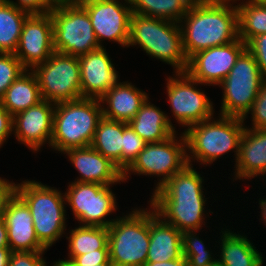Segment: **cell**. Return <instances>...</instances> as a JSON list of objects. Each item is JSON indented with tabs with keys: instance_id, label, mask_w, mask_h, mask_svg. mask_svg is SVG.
Segmentation results:
<instances>
[{
	"instance_id": "6da1fadb",
	"label": "cell",
	"mask_w": 266,
	"mask_h": 266,
	"mask_svg": "<svg viewBox=\"0 0 266 266\" xmlns=\"http://www.w3.org/2000/svg\"><path fill=\"white\" fill-rule=\"evenodd\" d=\"M204 179L187 164L175 173L163 186L153 191L150 206L167 223L181 233L202 229L205 220L206 199Z\"/></svg>"
},
{
	"instance_id": "7a4b0ae2",
	"label": "cell",
	"mask_w": 266,
	"mask_h": 266,
	"mask_svg": "<svg viewBox=\"0 0 266 266\" xmlns=\"http://www.w3.org/2000/svg\"><path fill=\"white\" fill-rule=\"evenodd\" d=\"M235 1H194L179 22L183 49L188 59L198 51L226 45L239 38Z\"/></svg>"
},
{
	"instance_id": "3957f363",
	"label": "cell",
	"mask_w": 266,
	"mask_h": 266,
	"mask_svg": "<svg viewBox=\"0 0 266 266\" xmlns=\"http://www.w3.org/2000/svg\"><path fill=\"white\" fill-rule=\"evenodd\" d=\"M135 45L152 58L170 64L174 73L186 72L188 58L178 22L132 13L127 47Z\"/></svg>"
},
{
	"instance_id": "277c9868",
	"label": "cell",
	"mask_w": 266,
	"mask_h": 266,
	"mask_svg": "<svg viewBox=\"0 0 266 266\" xmlns=\"http://www.w3.org/2000/svg\"><path fill=\"white\" fill-rule=\"evenodd\" d=\"M218 117V120L211 117L191 125L183 132L189 165H192L191 160H197L207 166L231 150L235 152L237 160L245 123L240 117L224 115Z\"/></svg>"
},
{
	"instance_id": "5b68a950",
	"label": "cell",
	"mask_w": 266,
	"mask_h": 266,
	"mask_svg": "<svg viewBox=\"0 0 266 266\" xmlns=\"http://www.w3.org/2000/svg\"><path fill=\"white\" fill-rule=\"evenodd\" d=\"M101 104L96 98L55 104L50 147L64 153L91 146L98 122L103 117Z\"/></svg>"
},
{
	"instance_id": "8992f818",
	"label": "cell",
	"mask_w": 266,
	"mask_h": 266,
	"mask_svg": "<svg viewBox=\"0 0 266 266\" xmlns=\"http://www.w3.org/2000/svg\"><path fill=\"white\" fill-rule=\"evenodd\" d=\"M15 193L30 209L39 242L49 249L65 234V195L35 180L15 184Z\"/></svg>"
},
{
	"instance_id": "52a82bcc",
	"label": "cell",
	"mask_w": 266,
	"mask_h": 266,
	"mask_svg": "<svg viewBox=\"0 0 266 266\" xmlns=\"http://www.w3.org/2000/svg\"><path fill=\"white\" fill-rule=\"evenodd\" d=\"M150 244L149 211L135 208L108 227L109 259L114 266H143Z\"/></svg>"
},
{
	"instance_id": "ba28073f",
	"label": "cell",
	"mask_w": 266,
	"mask_h": 266,
	"mask_svg": "<svg viewBox=\"0 0 266 266\" xmlns=\"http://www.w3.org/2000/svg\"><path fill=\"white\" fill-rule=\"evenodd\" d=\"M264 81L255 57L246 48L219 84L224 91L219 115L243 118L251 109Z\"/></svg>"
},
{
	"instance_id": "9c48e42d",
	"label": "cell",
	"mask_w": 266,
	"mask_h": 266,
	"mask_svg": "<svg viewBox=\"0 0 266 266\" xmlns=\"http://www.w3.org/2000/svg\"><path fill=\"white\" fill-rule=\"evenodd\" d=\"M49 13L56 52L79 57L101 48L90 17L80 4L54 7Z\"/></svg>"
},
{
	"instance_id": "30bf717a",
	"label": "cell",
	"mask_w": 266,
	"mask_h": 266,
	"mask_svg": "<svg viewBox=\"0 0 266 266\" xmlns=\"http://www.w3.org/2000/svg\"><path fill=\"white\" fill-rule=\"evenodd\" d=\"M177 135L175 133L161 142L147 143L132 164L123 172V181L128 180V175L131 173L162 177L158 180L155 191L175 173L180 172L188 162L184 133L182 132L180 138Z\"/></svg>"
},
{
	"instance_id": "8fae6325",
	"label": "cell",
	"mask_w": 266,
	"mask_h": 266,
	"mask_svg": "<svg viewBox=\"0 0 266 266\" xmlns=\"http://www.w3.org/2000/svg\"><path fill=\"white\" fill-rule=\"evenodd\" d=\"M43 100L57 104L82 98L80 64L77 56L54 52L32 70Z\"/></svg>"
},
{
	"instance_id": "7c38bea8",
	"label": "cell",
	"mask_w": 266,
	"mask_h": 266,
	"mask_svg": "<svg viewBox=\"0 0 266 266\" xmlns=\"http://www.w3.org/2000/svg\"><path fill=\"white\" fill-rule=\"evenodd\" d=\"M110 186L75 181L69 184L64 193L66 205H70L81 225L108 228L116 220L105 218L117 210L116 197Z\"/></svg>"
},
{
	"instance_id": "4fadbf2b",
	"label": "cell",
	"mask_w": 266,
	"mask_h": 266,
	"mask_svg": "<svg viewBox=\"0 0 266 266\" xmlns=\"http://www.w3.org/2000/svg\"><path fill=\"white\" fill-rule=\"evenodd\" d=\"M173 75L166 79V92L178 124L188 128L213 117V103L201 89L196 88L205 84L196 81L187 72H175Z\"/></svg>"
},
{
	"instance_id": "5bb4252c",
	"label": "cell",
	"mask_w": 266,
	"mask_h": 266,
	"mask_svg": "<svg viewBox=\"0 0 266 266\" xmlns=\"http://www.w3.org/2000/svg\"><path fill=\"white\" fill-rule=\"evenodd\" d=\"M87 0L80 5L87 11L100 47L104 40L127 47L132 9L129 0Z\"/></svg>"
},
{
	"instance_id": "9a60e30c",
	"label": "cell",
	"mask_w": 266,
	"mask_h": 266,
	"mask_svg": "<svg viewBox=\"0 0 266 266\" xmlns=\"http://www.w3.org/2000/svg\"><path fill=\"white\" fill-rule=\"evenodd\" d=\"M245 49L246 44L238 38L226 45L198 51L188 59L186 72L201 84L217 86L225 79Z\"/></svg>"
},
{
	"instance_id": "2e32d148",
	"label": "cell",
	"mask_w": 266,
	"mask_h": 266,
	"mask_svg": "<svg viewBox=\"0 0 266 266\" xmlns=\"http://www.w3.org/2000/svg\"><path fill=\"white\" fill-rule=\"evenodd\" d=\"M54 52L50 13L30 14L24 21L15 56L26 70H33Z\"/></svg>"
},
{
	"instance_id": "e0dca14e",
	"label": "cell",
	"mask_w": 266,
	"mask_h": 266,
	"mask_svg": "<svg viewBox=\"0 0 266 266\" xmlns=\"http://www.w3.org/2000/svg\"><path fill=\"white\" fill-rule=\"evenodd\" d=\"M54 109V103L42 100L27 110L15 114L13 132L16 139L36 152L47 142L50 146Z\"/></svg>"
},
{
	"instance_id": "ac0fdd59",
	"label": "cell",
	"mask_w": 266,
	"mask_h": 266,
	"mask_svg": "<svg viewBox=\"0 0 266 266\" xmlns=\"http://www.w3.org/2000/svg\"><path fill=\"white\" fill-rule=\"evenodd\" d=\"M78 58L82 98L100 99L110 88L120 84L118 71L104 47Z\"/></svg>"
},
{
	"instance_id": "d6986e66",
	"label": "cell",
	"mask_w": 266,
	"mask_h": 266,
	"mask_svg": "<svg viewBox=\"0 0 266 266\" xmlns=\"http://www.w3.org/2000/svg\"><path fill=\"white\" fill-rule=\"evenodd\" d=\"M2 217L11 251H47L37 238L29 207L15 192L7 200Z\"/></svg>"
},
{
	"instance_id": "ffe728a7",
	"label": "cell",
	"mask_w": 266,
	"mask_h": 266,
	"mask_svg": "<svg viewBox=\"0 0 266 266\" xmlns=\"http://www.w3.org/2000/svg\"><path fill=\"white\" fill-rule=\"evenodd\" d=\"M64 154L80 173V178L77 177L75 182L98 183L104 186L124 182L123 172L116 164L92 146L69 149Z\"/></svg>"
},
{
	"instance_id": "44dd1931",
	"label": "cell",
	"mask_w": 266,
	"mask_h": 266,
	"mask_svg": "<svg viewBox=\"0 0 266 266\" xmlns=\"http://www.w3.org/2000/svg\"><path fill=\"white\" fill-rule=\"evenodd\" d=\"M235 161V180L266 175V129L245 127Z\"/></svg>"
},
{
	"instance_id": "7402d4cb",
	"label": "cell",
	"mask_w": 266,
	"mask_h": 266,
	"mask_svg": "<svg viewBox=\"0 0 266 266\" xmlns=\"http://www.w3.org/2000/svg\"><path fill=\"white\" fill-rule=\"evenodd\" d=\"M149 209L150 244L146 262H167L180 258L182 233L164 221L151 206Z\"/></svg>"
},
{
	"instance_id": "603a6c76",
	"label": "cell",
	"mask_w": 266,
	"mask_h": 266,
	"mask_svg": "<svg viewBox=\"0 0 266 266\" xmlns=\"http://www.w3.org/2000/svg\"><path fill=\"white\" fill-rule=\"evenodd\" d=\"M145 91L136 88L130 82H120L110 88L101 98L103 117L129 123L148 99Z\"/></svg>"
},
{
	"instance_id": "cb8c5ba5",
	"label": "cell",
	"mask_w": 266,
	"mask_h": 266,
	"mask_svg": "<svg viewBox=\"0 0 266 266\" xmlns=\"http://www.w3.org/2000/svg\"><path fill=\"white\" fill-rule=\"evenodd\" d=\"M168 117L147 99L128 125L147 143L161 142L176 133Z\"/></svg>"
},
{
	"instance_id": "d4e9b609",
	"label": "cell",
	"mask_w": 266,
	"mask_h": 266,
	"mask_svg": "<svg viewBox=\"0 0 266 266\" xmlns=\"http://www.w3.org/2000/svg\"><path fill=\"white\" fill-rule=\"evenodd\" d=\"M220 257L217 263L221 266H262V253L245 235L236 234L226 229L222 231Z\"/></svg>"
},
{
	"instance_id": "484cf974",
	"label": "cell",
	"mask_w": 266,
	"mask_h": 266,
	"mask_svg": "<svg viewBox=\"0 0 266 266\" xmlns=\"http://www.w3.org/2000/svg\"><path fill=\"white\" fill-rule=\"evenodd\" d=\"M42 100L35 73L26 70L8 87L0 102L14 116Z\"/></svg>"
},
{
	"instance_id": "4316f807",
	"label": "cell",
	"mask_w": 266,
	"mask_h": 266,
	"mask_svg": "<svg viewBox=\"0 0 266 266\" xmlns=\"http://www.w3.org/2000/svg\"><path fill=\"white\" fill-rule=\"evenodd\" d=\"M128 123L102 117L97 125L91 146L109 158L122 171L123 130Z\"/></svg>"
},
{
	"instance_id": "83f0119b",
	"label": "cell",
	"mask_w": 266,
	"mask_h": 266,
	"mask_svg": "<svg viewBox=\"0 0 266 266\" xmlns=\"http://www.w3.org/2000/svg\"><path fill=\"white\" fill-rule=\"evenodd\" d=\"M29 15L9 1L0 0V53H15L24 21Z\"/></svg>"
},
{
	"instance_id": "f1b7e54d",
	"label": "cell",
	"mask_w": 266,
	"mask_h": 266,
	"mask_svg": "<svg viewBox=\"0 0 266 266\" xmlns=\"http://www.w3.org/2000/svg\"><path fill=\"white\" fill-rule=\"evenodd\" d=\"M67 236L69 255L68 259L73 260L76 256L94 252L98 249H109L108 228L98 226L80 225L69 231Z\"/></svg>"
},
{
	"instance_id": "f546056e",
	"label": "cell",
	"mask_w": 266,
	"mask_h": 266,
	"mask_svg": "<svg viewBox=\"0 0 266 266\" xmlns=\"http://www.w3.org/2000/svg\"><path fill=\"white\" fill-rule=\"evenodd\" d=\"M195 0H129L132 13L180 22Z\"/></svg>"
},
{
	"instance_id": "4dcf8cb0",
	"label": "cell",
	"mask_w": 266,
	"mask_h": 266,
	"mask_svg": "<svg viewBox=\"0 0 266 266\" xmlns=\"http://www.w3.org/2000/svg\"><path fill=\"white\" fill-rule=\"evenodd\" d=\"M238 35L247 44L253 37L266 33V5L259 0H246L236 5Z\"/></svg>"
},
{
	"instance_id": "1f68e13d",
	"label": "cell",
	"mask_w": 266,
	"mask_h": 266,
	"mask_svg": "<svg viewBox=\"0 0 266 266\" xmlns=\"http://www.w3.org/2000/svg\"><path fill=\"white\" fill-rule=\"evenodd\" d=\"M25 71L15 54L0 53V100L8 87Z\"/></svg>"
},
{
	"instance_id": "d6a6232c",
	"label": "cell",
	"mask_w": 266,
	"mask_h": 266,
	"mask_svg": "<svg viewBox=\"0 0 266 266\" xmlns=\"http://www.w3.org/2000/svg\"><path fill=\"white\" fill-rule=\"evenodd\" d=\"M122 172L135 160L140 151L146 146L143 140L129 125L123 130Z\"/></svg>"
},
{
	"instance_id": "836d02e7",
	"label": "cell",
	"mask_w": 266,
	"mask_h": 266,
	"mask_svg": "<svg viewBox=\"0 0 266 266\" xmlns=\"http://www.w3.org/2000/svg\"><path fill=\"white\" fill-rule=\"evenodd\" d=\"M250 113L252 115V127L249 129H266V80L261 84L259 93L253 102L251 109L242 120H246Z\"/></svg>"
},
{
	"instance_id": "e575fe53",
	"label": "cell",
	"mask_w": 266,
	"mask_h": 266,
	"mask_svg": "<svg viewBox=\"0 0 266 266\" xmlns=\"http://www.w3.org/2000/svg\"><path fill=\"white\" fill-rule=\"evenodd\" d=\"M45 251H12L9 266H47Z\"/></svg>"
},
{
	"instance_id": "d590c367",
	"label": "cell",
	"mask_w": 266,
	"mask_h": 266,
	"mask_svg": "<svg viewBox=\"0 0 266 266\" xmlns=\"http://www.w3.org/2000/svg\"><path fill=\"white\" fill-rule=\"evenodd\" d=\"M246 48L255 57L262 76L266 80V33L253 37L246 44Z\"/></svg>"
},
{
	"instance_id": "8d00e7d4",
	"label": "cell",
	"mask_w": 266,
	"mask_h": 266,
	"mask_svg": "<svg viewBox=\"0 0 266 266\" xmlns=\"http://www.w3.org/2000/svg\"><path fill=\"white\" fill-rule=\"evenodd\" d=\"M55 264H102L112 263L109 259V249H98L83 255L76 256L73 260H57Z\"/></svg>"
},
{
	"instance_id": "74e56055",
	"label": "cell",
	"mask_w": 266,
	"mask_h": 266,
	"mask_svg": "<svg viewBox=\"0 0 266 266\" xmlns=\"http://www.w3.org/2000/svg\"><path fill=\"white\" fill-rule=\"evenodd\" d=\"M196 232L193 230L182 233V253H201L209 250L208 247H205L204 241L196 236Z\"/></svg>"
},
{
	"instance_id": "f35d334b",
	"label": "cell",
	"mask_w": 266,
	"mask_h": 266,
	"mask_svg": "<svg viewBox=\"0 0 266 266\" xmlns=\"http://www.w3.org/2000/svg\"><path fill=\"white\" fill-rule=\"evenodd\" d=\"M19 9L25 10L30 14H45L53 8L46 0H17V2L7 0Z\"/></svg>"
},
{
	"instance_id": "ab89813d",
	"label": "cell",
	"mask_w": 266,
	"mask_h": 266,
	"mask_svg": "<svg viewBox=\"0 0 266 266\" xmlns=\"http://www.w3.org/2000/svg\"><path fill=\"white\" fill-rule=\"evenodd\" d=\"M187 260L188 266H213L217 263V259L211 256V251L205 250L201 253H182Z\"/></svg>"
},
{
	"instance_id": "60d3db41",
	"label": "cell",
	"mask_w": 266,
	"mask_h": 266,
	"mask_svg": "<svg viewBox=\"0 0 266 266\" xmlns=\"http://www.w3.org/2000/svg\"><path fill=\"white\" fill-rule=\"evenodd\" d=\"M13 116L0 102V146L13 134Z\"/></svg>"
},
{
	"instance_id": "b9f144b4",
	"label": "cell",
	"mask_w": 266,
	"mask_h": 266,
	"mask_svg": "<svg viewBox=\"0 0 266 266\" xmlns=\"http://www.w3.org/2000/svg\"><path fill=\"white\" fill-rule=\"evenodd\" d=\"M15 192V183L0 177V217L4 212L7 200Z\"/></svg>"
},
{
	"instance_id": "7bdbcfd3",
	"label": "cell",
	"mask_w": 266,
	"mask_h": 266,
	"mask_svg": "<svg viewBox=\"0 0 266 266\" xmlns=\"http://www.w3.org/2000/svg\"><path fill=\"white\" fill-rule=\"evenodd\" d=\"M143 266H188L187 260L183 257L167 262H146Z\"/></svg>"
},
{
	"instance_id": "ee69618b",
	"label": "cell",
	"mask_w": 266,
	"mask_h": 266,
	"mask_svg": "<svg viewBox=\"0 0 266 266\" xmlns=\"http://www.w3.org/2000/svg\"><path fill=\"white\" fill-rule=\"evenodd\" d=\"M0 248H9L7 226L2 216L0 217Z\"/></svg>"
},
{
	"instance_id": "f6af8a7d",
	"label": "cell",
	"mask_w": 266,
	"mask_h": 266,
	"mask_svg": "<svg viewBox=\"0 0 266 266\" xmlns=\"http://www.w3.org/2000/svg\"><path fill=\"white\" fill-rule=\"evenodd\" d=\"M11 253L10 248H0V266H9Z\"/></svg>"
},
{
	"instance_id": "bcb514c9",
	"label": "cell",
	"mask_w": 266,
	"mask_h": 266,
	"mask_svg": "<svg viewBox=\"0 0 266 266\" xmlns=\"http://www.w3.org/2000/svg\"><path fill=\"white\" fill-rule=\"evenodd\" d=\"M46 1L52 8L76 4V0H46Z\"/></svg>"
},
{
	"instance_id": "7dc6e473",
	"label": "cell",
	"mask_w": 266,
	"mask_h": 266,
	"mask_svg": "<svg viewBox=\"0 0 266 266\" xmlns=\"http://www.w3.org/2000/svg\"><path fill=\"white\" fill-rule=\"evenodd\" d=\"M259 207L261 209V219L259 220H262L264 225H266V200L264 198L259 200Z\"/></svg>"
},
{
	"instance_id": "c3c4849f",
	"label": "cell",
	"mask_w": 266,
	"mask_h": 266,
	"mask_svg": "<svg viewBox=\"0 0 266 266\" xmlns=\"http://www.w3.org/2000/svg\"><path fill=\"white\" fill-rule=\"evenodd\" d=\"M57 266H114L113 263L102 264H56Z\"/></svg>"
},
{
	"instance_id": "681fc988",
	"label": "cell",
	"mask_w": 266,
	"mask_h": 266,
	"mask_svg": "<svg viewBox=\"0 0 266 266\" xmlns=\"http://www.w3.org/2000/svg\"><path fill=\"white\" fill-rule=\"evenodd\" d=\"M84 1H87V0H76V3L80 4V3L84 2Z\"/></svg>"
},
{
	"instance_id": "f907efd6",
	"label": "cell",
	"mask_w": 266,
	"mask_h": 266,
	"mask_svg": "<svg viewBox=\"0 0 266 266\" xmlns=\"http://www.w3.org/2000/svg\"><path fill=\"white\" fill-rule=\"evenodd\" d=\"M262 4L266 5V0H259Z\"/></svg>"
}]
</instances>
